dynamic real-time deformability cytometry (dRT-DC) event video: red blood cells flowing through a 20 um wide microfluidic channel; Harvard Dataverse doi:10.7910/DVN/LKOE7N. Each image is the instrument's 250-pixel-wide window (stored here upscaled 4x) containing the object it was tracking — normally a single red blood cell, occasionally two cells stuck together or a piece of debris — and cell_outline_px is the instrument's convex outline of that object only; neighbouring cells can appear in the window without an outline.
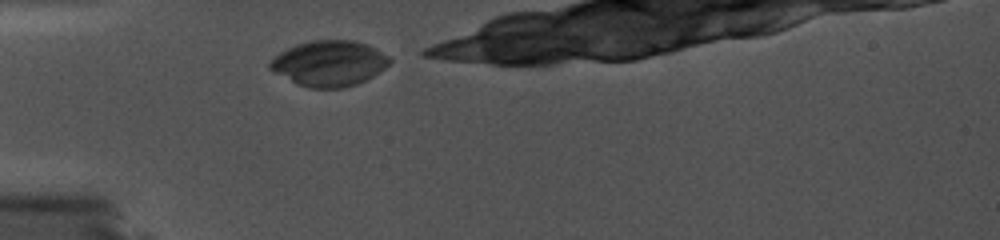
{"species": "common noctule bat (a hibernating species)", "species_latin": "Nyctalus noctula", "temperature_condition": "cold", "stored_images_in_passage": 3, "camera_frame_rate_fps": 5000, "um_per_image_px": 0.085, "animal": {"sex": "female", "body_mass_g": 19.0, "forearm_length_mm": 56.7}, "frame": {"image": 1, "passage_image": 1, "time_ms": 0.0, "image_size_px": [1000, 240], "cell_outline_px": [[392, 60], [384, 68], [372, 76], [356, 84], [344, 88], [308, 88], [296, 84], [268, 68], [268, 64], [280, 52], [296, 44], [312, 40], [352, 40], [368, 44], [376, 48], [388, 56]], "centroid_in_image_um": [27.97, 5.38], "position_along_channel_um": 57.0, "area_um2": 31.67}}